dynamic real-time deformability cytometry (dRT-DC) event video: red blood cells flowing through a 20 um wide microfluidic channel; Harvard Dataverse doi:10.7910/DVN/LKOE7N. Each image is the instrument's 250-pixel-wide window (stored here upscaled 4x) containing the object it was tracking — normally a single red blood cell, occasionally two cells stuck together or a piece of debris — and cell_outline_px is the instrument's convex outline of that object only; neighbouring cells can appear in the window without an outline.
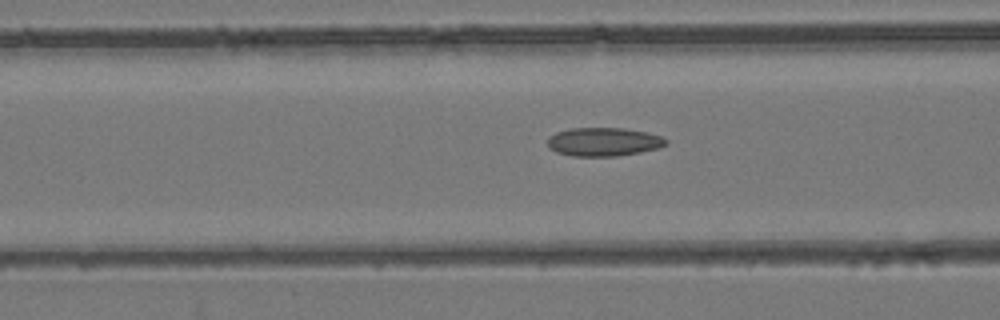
{"species": "common noctule bat (a hibernating species)", "species_latin": "Nyctalus noctula", "temperature_condition": "room temperature", "stored_images_in_passage": 54, "camera_frame_rate_fps": 3000, "um_per_image_px": 0.085, "animal": {"sex": "female", "body_mass_g": 24.6, "forearm_length_mm": 56.2}, "frame": {"image": 1, "passage_image": 22, "time_ms": 7.0, "image_size_px": [1000, 320], "cell_outline_px": [[668, 144], [660, 148], [640, 152], [616, 156], [572, 156], [556, 152], [548, 148], [548, 136], [556, 132], [572, 128], [624, 128], [644, 132], [660, 136], [668, 140]], "centroid_in_image_um": [51.29, 12.06], "position_along_channel_um": 115.3, "area_um2": 19.77}}
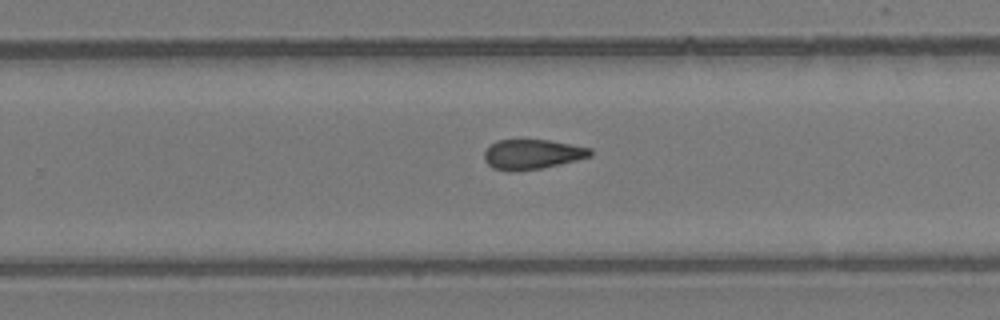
{"frame": {"image": 2, "passage_image": 35, "time_ms": 11.333, "image_size_px": [1000, 320], "cell_outline_px": [[592, 156], [560, 164], [540, 168], [512, 172], [508, 172], [492, 168], [484, 160], [484, 152], [496, 140], [548, 140], [592, 148]], "centroid_in_image_um": [45.22, 13.12], "position_along_channel_um": 284.6, "area_um2": 18.44}}
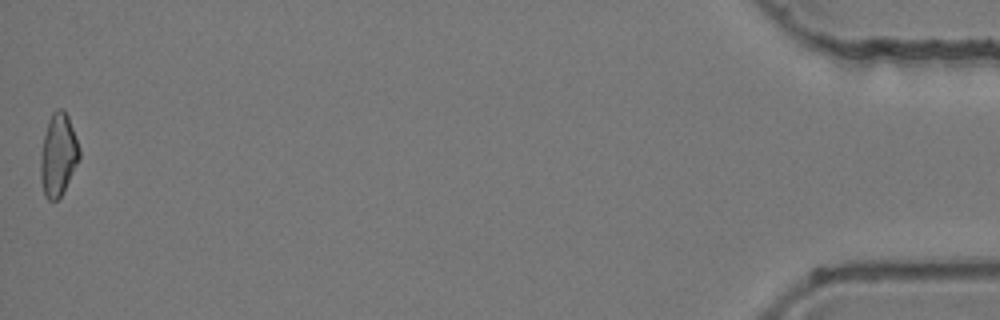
{"frame": {"image": 3, "passage_image": 54, "time_ms": 17.667, "image_size_px": [1000, 320], "cell_outline_px": [[80, 156], [60, 196], [56, 200], [48, 200], [44, 196], [40, 180], [40, 156], [44, 136], [48, 120], [52, 112], [56, 108], [64, 108], [68, 116], [80, 148]], "centroid_in_image_um": [4.92, 13.12], "position_along_channel_um": 430.3, "area_um2": 18.5}, "authors_computed_cell_mechanics": {"area_um2": 18.9006, "velocity_mm_per_s": 3.9064, "shape_relaxation_time_tau1_ms": null, "shape_relaxation_time_tau2_ms": 5.4377, "deformation_change_tau1": null, "deformation_change_tau2": 0.1309}}